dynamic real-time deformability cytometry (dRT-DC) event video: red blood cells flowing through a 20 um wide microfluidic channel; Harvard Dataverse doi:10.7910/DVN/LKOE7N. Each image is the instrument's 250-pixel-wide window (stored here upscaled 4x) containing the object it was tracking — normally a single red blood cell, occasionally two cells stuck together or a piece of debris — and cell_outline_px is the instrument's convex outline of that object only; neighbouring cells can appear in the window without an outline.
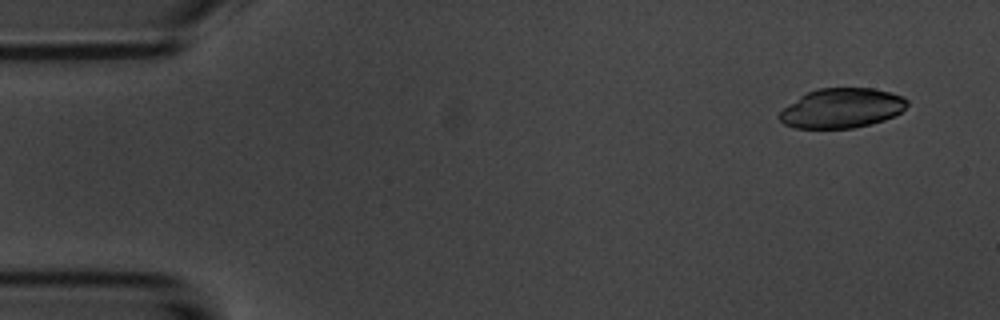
{"species": "common noctule bat (a hibernating species)", "species_latin": "Nyctalus noctula", "temperature_condition": "room temperature", "stored_images_in_passage": 4, "camera_frame_rate_fps": 3000, "um_per_image_px": 0.085, "animal": {"sex": "male", "body_mass_g": 20.1, "forearm_length_mm": 53.5}, "frame": {"image": 1, "passage_image": 1, "time_ms": 0.0, "image_size_px": [1000, 320], "cell_outline_px": [[908, 104], [900, 112], [884, 120], [852, 128], [796, 128], [784, 124], [776, 116], [784, 108], [800, 96], [816, 88], [872, 88], [892, 92], [904, 96], [908, 100]], "centroid_in_image_um": [71.55, 9.18], "position_along_channel_um": 13.5, "area_um2": 29.48}}